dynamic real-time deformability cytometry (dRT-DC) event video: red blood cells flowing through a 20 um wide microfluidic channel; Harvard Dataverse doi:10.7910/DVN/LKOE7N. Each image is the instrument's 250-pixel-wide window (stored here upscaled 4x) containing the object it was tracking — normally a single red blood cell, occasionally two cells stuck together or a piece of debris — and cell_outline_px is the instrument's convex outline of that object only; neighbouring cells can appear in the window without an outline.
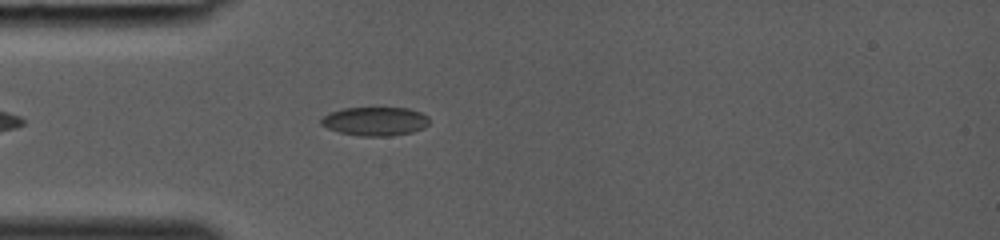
{"species": "common noctule bat (a hibernating species)", "species_latin": "Nyctalus noctula", "temperature_condition": "room temperature", "stored_images_in_passage": 8, "camera_frame_rate_fps": 3000, "um_per_image_px": 0.085, "animal": {"sex": "female", "body_mass_g": 19.0, "forearm_length_mm": 53.3}, "frame": {"image": 1, "passage_image": 6, "time_ms": 1.667, "image_size_px": [1000, 240], "cell_outline_px": [[428, 124], [424, 128], [412, 132], [392, 136], [360, 136], [340, 132], [328, 128], [320, 124], [320, 120], [328, 112], [344, 108], [408, 108], [420, 112], [428, 116]], "centroid_in_image_um": [31.88, 10.31], "position_along_channel_um": 53.1, "area_um2": 18.15}}
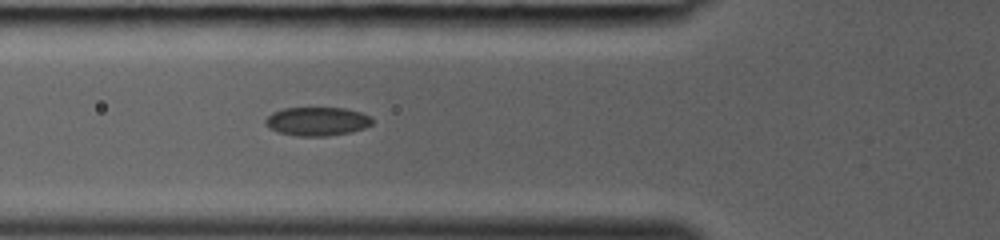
{"frame": {"image": 2, "passage_image": 8, "time_ms": 2.333, "image_size_px": [1000, 240], "cell_outline_px": [[372, 124], [364, 128], [352, 132], [328, 136], [296, 136], [276, 132], [268, 128], [264, 124], [264, 120], [272, 112], [284, 108], [344, 108], [360, 112], [372, 116]], "centroid_in_image_um": [26.93, 10.32], "position_along_channel_um": 98.9, "area_um2": 18.09}}